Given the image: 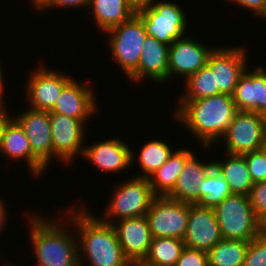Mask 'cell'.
<instances>
[{
    "label": "cell",
    "instance_id": "6da1fadb",
    "mask_svg": "<svg viewBox=\"0 0 266 266\" xmlns=\"http://www.w3.org/2000/svg\"><path fill=\"white\" fill-rule=\"evenodd\" d=\"M83 205H73L67 213L77 234L79 266H85V262L90 266H133L125 257L112 224L91 214Z\"/></svg>",
    "mask_w": 266,
    "mask_h": 266
},
{
    "label": "cell",
    "instance_id": "7a4b0ae2",
    "mask_svg": "<svg viewBox=\"0 0 266 266\" xmlns=\"http://www.w3.org/2000/svg\"><path fill=\"white\" fill-rule=\"evenodd\" d=\"M237 111L232 96L221 93L203 99H179L172 115L206 151L220 142Z\"/></svg>",
    "mask_w": 266,
    "mask_h": 266
},
{
    "label": "cell",
    "instance_id": "3957f363",
    "mask_svg": "<svg viewBox=\"0 0 266 266\" xmlns=\"http://www.w3.org/2000/svg\"><path fill=\"white\" fill-rule=\"evenodd\" d=\"M35 214V215H33ZM40 215V216H39ZM28 217L33 252L37 266H79L78 239L75 230L67 228L59 218L43 217L40 213ZM32 216V217H31ZM64 223V224H63ZM72 231V232H71Z\"/></svg>",
    "mask_w": 266,
    "mask_h": 266
},
{
    "label": "cell",
    "instance_id": "277c9868",
    "mask_svg": "<svg viewBox=\"0 0 266 266\" xmlns=\"http://www.w3.org/2000/svg\"><path fill=\"white\" fill-rule=\"evenodd\" d=\"M155 197L149 179L133 175L116 185L100 219L112 224L124 218L146 216Z\"/></svg>",
    "mask_w": 266,
    "mask_h": 266
},
{
    "label": "cell",
    "instance_id": "5b68a950",
    "mask_svg": "<svg viewBox=\"0 0 266 266\" xmlns=\"http://www.w3.org/2000/svg\"><path fill=\"white\" fill-rule=\"evenodd\" d=\"M213 210L223 239L249 242L261 234L249 196L232 194Z\"/></svg>",
    "mask_w": 266,
    "mask_h": 266
},
{
    "label": "cell",
    "instance_id": "8992f818",
    "mask_svg": "<svg viewBox=\"0 0 266 266\" xmlns=\"http://www.w3.org/2000/svg\"><path fill=\"white\" fill-rule=\"evenodd\" d=\"M135 14L142 20L147 35L161 43L170 46L187 35V13L177 3L154 0Z\"/></svg>",
    "mask_w": 266,
    "mask_h": 266
},
{
    "label": "cell",
    "instance_id": "52a82bcc",
    "mask_svg": "<svg viewBox=\"0 0 266 266\" xmlns=\"http://www.w3.org/2000/svg\"><path fill=\"white\" fill-rule=\"evenodd\" d=\"M112 57L129 78L137 69L143 43L147 37L142 20L134 14L128 21L105 32Z\"/></svg>",
    "mask_w": 266,
    "mask_h": 266
},
{
    "label": "cell",
    "instance_id": "ba28073f",
    "mask_svg": "<svg viewBox=\"0 0 266 266\" xmlns=\"http://www.w3.org/2000/svg\"><path fill=\"white\" fill-rule=\"evenodd\" d=\"M225 153L244 155L263 148L266 142L265 118L263 114L250 111H237L226 130Z\"/></svg>",
    "mask_w": 266,
    "mask_h": 266
},
{
    "label": "cell",
    "instance_id": "9c48e42d",
    "mask_svg": "<svg viewBox=\"0 0 266 266\" xmlns=\"http://www.w3.org/2000/svg\"><path fill=\"white\" fill-rule=\"evenodd\" d=\"M49 118L54 160L71 166L70 163L83 154L88 120H78L56 112H49Z\"/></svg>",
    "mask_w": 266,
    "mask_h": 266
},
{
    "label": "cell",
    "instance_id": "30bf717a",
    "mask_svg": "<svg viewBox=\"0 0 266 266\" xmlns=\"http://www.w3.org/2000/svg\"><path fill=\"white\" fill-rule=\"evenodd\" d=\"M189 217V204L156 196L146 218L152 237L176 238L183 240Z\"/></svg>",
    "mask_w": 266,
    "mask_h": 266
},
{
    "label": "cell",
    "instance_id": "8fae6325",
    "mask_svg": "<svg viewBox=\"0 0 266 266\" xmlns=\"http://www.w3.org/2000/svg\"><path fill=\"white\" fill-rule=\"evenodd\" d=\"M246 50L245 46H217L210 53L207 65L215 73L220 93L233 95L240 76L248 68Z\"/></svg>",
    "mask_w": 266,
    "mask_h": 266
},
{
    "label": "cell",
    "instance_id": "7c38bea8",
    "mask_svg": "<svg viewBox=\"0 0 266 266\" xmlns=\"http://www.w3.org/2000/svg\"><path fill=\"white\" fill-rule=\"evenodd\" d=\"M48 66L35 68L26 81V100L29 108L50 111L62 89L73 79L62 71L48 69ZM62 72V73H61Z\"/></svg>",
    "mask_w": 266,
    "mask_h": 266
},
{
    "label": "cell",
    "instance_id": "4fadbf2b",
    "mask_svg": "<svg viewBox=\"0 0 266 266\" xmlns=\"http://www.w3.org/2000/svg\"><path fill=\"white\" fill-rule=\"evenodd\" d=\"M184 35L176 39L168 51V80L175 76H182L184 80L198 72L207 64L210 53L214 50L192 36ZM193 38V39H192ZM211 47V48H210ZM175 75V76H174Z\"/></svg>",
    "mask_w": 266,
    "mask_h": 266
},
{
    "label": "cell",
    "instance_id": "5bb4252c",
    "mask_svg": "<svg viewBox=\"0 0 266 266\" xmlns=\"http://www.w3.org/2000/svg\"><path fill=\"white\" fill-rule=\"evenodd\" d=\"M95 141L86 145L81 157L92 163L98 170L106 173H116L126 169L135 162L136 153L129 144L119 138Z\"/></svg>",
    "mask_w": 266,
    "mask_h": 266
},
{
    "label": "cell",
    "instance_id": "9a60e30c",
    "mask_svg": "<svg viewBox=\"0 0 266 266\" xmlns=\"http://www.w3.org/2000/svg\"><path fill=\"white\" fill-rule=\"evenodd\" d=\"M125 257L139 266L148 255L152 234L146 216L124 218L112 223Z\"/></svg>",
    "mask_w": 266,
    "mask_h": 266
},
{
    "label": "cell",
    "instance_id": "2e32d148",
    "mask_svg": "<svg viewBox=\"0 0 266 266\" xmlns=\"http://www.w3.org/2000/svg\"><path fill=\"white\" fill-rule=\"evenodd\" d=\"M13 118L28 137L32 154L48 168L54 160L49 111L28 108Z\"/></svg>",
    "mask_w": 266,
    "mask_h": 266
},
{
    "label": "cell",
    "instance_id": "e0dca14e",
    "mask_svg": "<svg viewBox=\"0 0 266 266\" xmlns=\"http://www.w3.org/2000/svg\"><path fill=\"white\" fill-rule=\"evenodd\" d=\"M223 239L213 208L189 204L185 236L186 247L208 252Z\"/></svg>",
    "mask_w": 266,
    "mask_h": 266
},
{
    "label": "cell",
    "instance_id": "ac0fdd59",
    "mask_svg": "<svg viewBox=\"0 0 266 266\" xmlns=\"http://www.w3.org/2000/svg\"><path fill=\"white\" fill-rule=\"evenodd\" d=\"M248 67L240 76L232 95L238 111L266 113V69L257 65L255 69Z\"/></svg>",
    "mask_w": 266,
    "mask_h": 266
},
{
    "label": "cell",
    "instance_id": "d6986e66",
    "mask_svg": "<svg viewBox=\"0 0 266 266\" xmlns=\"http://www.w3.org/2000/svg\"><path fill=\"white\" fill-rule=\"evenodd\" d=\"M72 79L61 91L53 108L49 112L61 113L78 120H89L96 115L99 106L95 90Z\"/></svg>",
    "mask_w": 266,
    "mask_h": 266
},
{
    "label": "cell",
    "instance_id": "ffe728a7",
    "mask_svg": "<svg viewBox=\"0 0 266 266\" xmlns=\"http://www.w3.org/2000/svg\"><path fill=\"white\" fill-rule=\"evenodd\" d=\"M168 51L169 45L147 35L143 43L138 69L128 78L129 81L142 83L147 78L156 84L166 83L168 81Z\"/></svg>",
    "mask_w": 266,
    "mask_h": 266
},
{
    "label": "cell",
    "instance_id": "44dd1931",
    "mask_svg": "<svg viewBox=\"0 0 266 266\" xmlns=\"http://www.w3.org/2000/svg\"><path fill=\"white\" fill-rule=\"evenodd\" d=\"M209 162V163H208ZM214 168V162L200 161L193 153L186 161L173 190L167 197L188 204H197L200 200L199 184Z\"/></svg>",
    "mask_w": 266,
    "mask_h": 266
},
{
    "label": "cell",
    "instance_id": "7402d4cb",
    "mask_svg": "<svg viewBox=\"0 0 266 266\" xmlns=\"http://www.w3.org/2000/svg\"><path fill=\"white\" fill-rule=\"evenodd\" d=\"M9 160L25 161L29 172L38 177L46 171V167L32 154L30 142L20 124L12 118L5 127L0 144V153Z\"/></svg>",
    "mask_w": 266,
    "mask_h": 266
},
{
    "label": "cell",
    "instance_id": "603a6c76",
    "mask_svg": "<svg viewBox=\"0 0 266 266\" xmlns=\"http://www.w3.org/2000/svg\"><path fill=\"white\" fill-rule=\"evenodd\" d=\"M223 160L214 159V168L228 183L232 194L249 196L253 182L243 155L225 153Z\"/></svg>",
    "mask_w": 266,
    "mask_h": 266
},
{
    "label": "cell",
    "instance_id": "cb8c5ba5",
    "mask_svg": "<svg viewBox=\"0 0 266 266\" xmlns=\"http://www.w3.org/2000/svg\"><path fill=\"white\" fill-rule=\"evenodd\" d=\"M193 154L186 148H178L167 162L158 168L148 179L156 196H167L174 188L185 161Z\"/></svg>",
    "mask_w": 266,
    "mask_h": 266
},
{
    "label": "cell",
    "instance_id": "d4e9b609",
    "mask_svg": "<svg viewBox=\"0 0 266 266\" xmlns=\"http://www.w3.org/2000/svg\"><path fill=\"white\" fill-rule=\"evenodd\" d=\"M89 10L93 13L94 23L104 33L136 13L126 0H91Z\"/></svg>",
    "mask_w": 266,
    "mask_h": 266
},
{
    "label": "cell",
    "instance_id": "484cf974",
    "mask_svg": "<svg viewBox=\"0 0 266 266\" xmlns=\"http://www.w3.org/2000/svg\"><path fill=\"white\" fill-rule=\"evenodd\" d=\"M184 247L181 239L153 238L148 255L139 266H175Z\"/></svg>",
    "mask_w": 266,
    "mask_h": 266
},
{
    "label": "cell",
    "instance_id": "4316f807",
    "mask_svg": "<svg viewBox=\"0 0 266 266\" xmlns=\"http://www.w3.org/2000/svg\"><path fill=\"white\" fill-rule=\"evenodd\" d=\"M248 241L222 239L207 252L208 266H242Z\"/></svg>",
    "mask_w": 266,
    "mask_h": 266
},
{
    "label": "cell",
    "instance_id": "83f0119b",
    "mask_svg": "<svg viewBox=\"0 0 266 266\" xmlns=\"http://www.w3.org/2000/svg\"><path fill=\"white\" fill-rule=\"evenodd\" d=\"M174 150L163 140H149L137 154L142 173L135 176L148 179L158 168L168 161Z\"/></svg>",
    "mask_w": 266,
    "mask_h": 266
},
{
    "label": "cell",
    "instance_id": "f1b7e54d",
    "mask_svg": "<svg viewBox=\"0 0 266 266\" xmlns=\"http://www.w3.org/2000/svg\"><path fill=\"white\" fill-rule=\"evenodd\" d=\"M184 83V93L178 99H203L221 94L216 85L215 73L206 64L198 72L188 77Z\"/></svg>",
    "mask_w": 266,
    "mask_h": 266
},
{
    "label": "cell",
    "instance_id": "f546056e",
    "mask_svg": "<svg viewBox=\"0 0 266 266\" xmlns=\"http://www.w3.org/2000/svg\"><path fill=\"white\" fill-rule=\"evenodd\" d=\"M200 200L197 205L200 207L214 208L224 198L232 195L228 183L213 168L207 177L199 184Z\"/></svg>",
    "mask_w": 266,
    "mask_h": 266
},
{
    "label": "cell",
    "instance_id": "4dcf8cb0",
    "mask_svg": "<svg viewBox=\"0 0 266 266\" xmlns=\"http://www.w3.org/2000/svg\"><path fill=\"white\" fill-rule=\"evenodd\" d=\"M253 184L266 181V153L260 149L243 155Z\"/></svg>",
    "mask_w": 266,
    "mask_h": 266
},
{
    "label": "cell",
    "instance_id": "1f68e13d",
    "mask_svg": "<svg viewBox=\"0 0 266 266\" xmlns=\"http://www.w3.org/2000/svg\"><path fill=\"white\" fill-rule=\"evenodd\" d=\"M242 266H266V237L260 234L249 241Z\"/></svg>",
    "mask_w": 266,
    "mask_h": 266
},
{
    "label": "cell",
    "instance_id": "d6a6232c",
    "mask_svg": "<svg viewBox=\"0 0 266 266\" xmlns=\"http://www.w3.org/2000/svg\"><path fill=\"white\" fill-rule=\"evenodd\" d=\"M249 199L257 219L261 221L266 216V181L252 185Z\"/></svg>",
    "mask_w": 266,
    "mask_h": 266
},
{
    "label": "cell",
    "instance_id": "836d02e7",
    "mask_svg": "<svg viewBox=\"0 0 266 266\" xmlns=\"http://www.w3.org/2000/svg\"><path fill=\"white\" fill-rule=\"evenodd\" d=\"M175 266H208L207 252L185 246Z\"/></svg>",
    "mask_w": 266,
    "mask_h": 266
},
{
    "label": "cell",
    "instance_id": "e575fe53",
    "mask_svg": "<svg viewBox=\"0 0 266 266\" xmlns=\"http://www.w3.org/2000/svg\"><path fill=\"white\" fill-rule=\"evenodd\" d=\"M91 0H51L40 12H46L50 9H63V8H86L89 9Z\"/></svg>",
    "mask_w": 266,
    "mask_h": 266
},
{
    "label": "cell",
    "instance_id": "d590c367",
    "mask_svg": "<svg viewBox=\"0 0 266 266\" xmlns=\"http://www.w3.org/2000/svg\"><path fill=\"white\" fill-rule=\"evenodd\" d=\"M231 2L238 7L250 10L254 16L262 20L266 18V0H231Z\"/></svg>",
    "mask_w": 266,
    "mask_h": 266
},
{
    "label": "cell",
    "instance_id": "8d00e7d4",
    "mask_svg": "<svg viewBox=\"0 0 266 266\" xmlns=\"http://www.w3.org/2000/svg\"><path fill=\"white\" fill-rule=\"evenodd\" d=\"M8 111L5 103H0V144L6 125L13 118V115L10 116Z\"/></svg>",
    "mask_w": 266,
    "mask_h": 266
},
{
    "label": "cell",
    "instance_id": "74e56055",
    "mask_svg": "<svg viewBox=\"0 0 266 266\" xmlns=\"http://www.w3.org/2000/svg\"><path fill=\"white\" fill-rule=\"evenodd\" d=\"M154 0H126V2L135 10L140 11L148 7Z\"/></svg>",
    "mask_w": 266,
    "mask_h": 266
},
{
    "label": "cell",
    "instance_id": "f35d334b",
    "mask_svg": "<svg viewBox=\"0 0 266 266\" xmlns=\"http://www.w3.org/2000/svg\"><path fill=\"white\" fill-rule=\"evenodd\" d=\"M5 204H4V201L3 199H1L0 197V232L1 230H5L4 227L6 225V220H7V217L8 215L6 214L7 213V209H5Z\"/></svg>",
    "mask_w": 266,
    "mask_h": 266
},
{
    "label": "cell",
    "instance_id": "ab89813d",
    "mask_svg": "<svg viewBox=\"0 0 266 266\" xmlns=\"http://www.w3.org/2000/svg\"><path fill=\"white\" fill-rule=\"evenodd\" d=\"M2 65H3V64H1V59H0V103H4V101L6 100V99H4V97H5V96H4V94H5V93H4V92H5V91H4V90H5V89H4V87H5V86H4V83H5L4 81H5V80L3 79V71H4V70H2V68H3ZM3 100H4V101H3Z\"/></svg>",
    "mask_w": 266,
    "mask_h": 266
},
{
    "label": "cell",
    "instance_id": "60d3db41",
    "mask_svg": "<svg viewBox=\"0 0 266 266\" xmlns=\"http://www.w3.org/2000/svg\"><path fill=\"white\" fill-rule=\"evenodd\" d=\"M32 2V6L34 10L36 9L39 13L40 11L51 1V0H29Z\"/></svg>",
    "mask_w": 266,
    "mask_h": 266
},
{
    "label": "cell",
    "instance_id": "b9f144b4",
    "mask_svg": "<svg viewBox=\"0 0 266 266\" xmlns=\"http://www.w3.org/2000/svg\"><path fill=\"white\" fill-rule=\"evenodd\" d=\"M260 232L263 237H266V216L260 221Z\"/></svg>",
    "mask_w": 266,
    "mask_h": 266
},
{
    "label": "cell",
    "instance_id": "7bdbcfd3",
    "mask_svg": "<svg viewBox=\"0 0 266 266\" xmlns=\"http://www.w3.org/2000/svg\"><path fill=\"white\" fill-rule=\"evenodd\" d=\"M3 266H16V265L13 264V263H9V262L7 263V262H6ZM17 266H18V265H17Z\"/></svg>",
    "mask_w": 266,
    "mask_h": 266
},
{
    "label": "cell",
    "instance_id": "ee69618b",
    "mask_svg": "<svg viewBox=\"0 0 266 266\" xmlns=\"http://www.w3.org/2000/svg\"><path fill=\"white\" fill-rule=\"evenodd\" d=\"M262 150L266 153V142H265V144H264Z\"/></svg>",
    "mask_w": 266,
    "mask_h": 266
},
{
    "label": "cell",
    "instance_id": "f6af8a7d",
    "mask_svg": "<svg viewBox=\"0 0 266 266\" xmlns=\"http://www.w3.org/2000/svg\"><path fill=\"white\" fill-rule=\"evenodd\" d=\"M264 118H265V128H266V113L264 114Z\"/></svg>",
    "mask_w": 266,
    "mask_h": 266
}]
</instances>
